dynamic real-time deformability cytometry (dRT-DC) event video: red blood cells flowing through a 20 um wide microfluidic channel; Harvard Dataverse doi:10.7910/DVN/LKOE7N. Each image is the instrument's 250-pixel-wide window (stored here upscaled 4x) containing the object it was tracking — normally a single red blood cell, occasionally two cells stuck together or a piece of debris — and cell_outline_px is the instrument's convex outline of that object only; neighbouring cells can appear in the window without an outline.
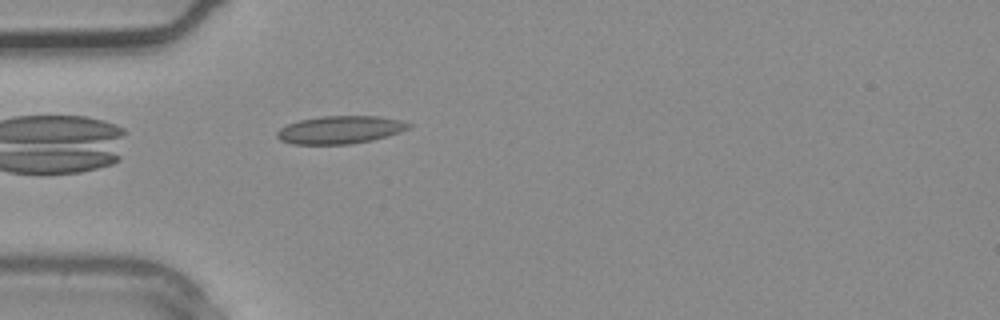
{"species": "common noctule bat (a hibernating species)", "species_latin": "Nyctalus noctula", "temperature_condition": "warm", "stored_images_in_passage": 2, "camera_frame_rate_fps": 3000, "um_per_image_px": 0.085, "animal": {"sex": "male", "body_mass_g": 20.4}, "frame": {"image": 1, "passage_image": 2, "time_ms": 0.333, "image_size_px": [1000, 320], "cell_outline_px": [[412, 124], [408, 128], [400, 132], [388, 136], [372, 140], [352, 144], [292, 144], [280, 140], [276, 136], [276, 132], [280, 128], [288, 124], [300, 120], [320, 116], [380, 116], [400, 120]], "centroid_in_image_um": [28.9, 11.03], "position_along_channel_um": 56.1, "area_um2": 21.39}}